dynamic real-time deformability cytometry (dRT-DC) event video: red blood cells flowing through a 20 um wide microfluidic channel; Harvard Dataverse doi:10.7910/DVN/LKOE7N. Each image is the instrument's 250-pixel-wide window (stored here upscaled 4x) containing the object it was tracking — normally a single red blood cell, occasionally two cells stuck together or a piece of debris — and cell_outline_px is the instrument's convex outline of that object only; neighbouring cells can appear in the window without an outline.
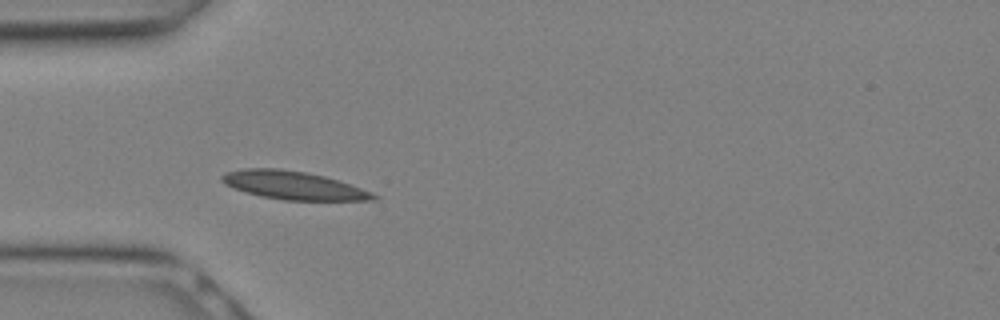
{"species": "Egyptian fruit bat (a non-hibernating species)", "species_latin": "Rousettus aegyptiacus", "temperature_condition": "warm", "stored_images_in_passage": 20, "camera_frame_rate_fps": 3000, "um_per_image_px": 0.085, "animal": {"sex": "female"}, "frame": {"image": 1, "passage_image": 1, "time_ms": 0.0, "image_size_px": [1000, 320], "cell_outline_px": [[380, 196], [376, 200], [284, 200], [260, 196], [232, 188], [224, 184], [220, 180], [220, 176], [224, 172], [244, 168], [280, 168], [304, 172], [324, 176], [372, 192]], "centroid_in_image_um": [24.87, 15.75], "position_along_channel_um": 60.1, "area_um2": 24.91}}
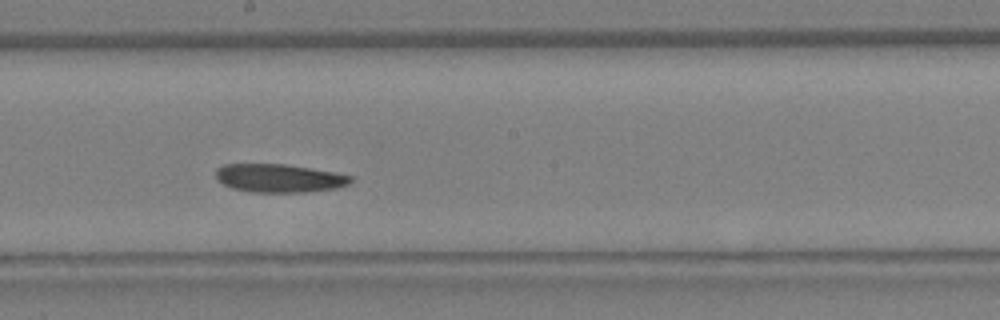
{"frame": {"image": 2, "passage_image": 8, "time_ms": 2.333, "image_size_px": [1000, 320], "cell_outline_px": [[352, 180], [348, 184], [336, 188], [304, 192], [252, 192], [232, 188], [216, 180], [216, 168], [224, 164], [284, 164], [332, 172], [352, 176]], "centroid_in_image_um": [23.68, 15.14], "position_along_channel_um": 224.5, "area_um2": 22.08}}
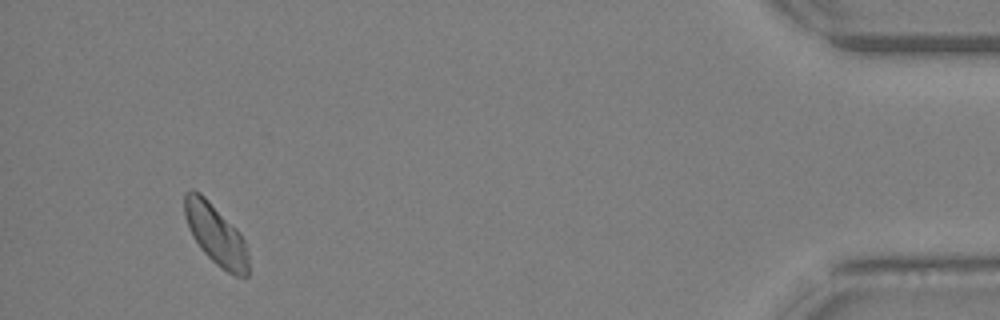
{"frame": {"image": 3, "passage_image": 19, "time_ms": 6.0, "image_size_px": [1000, 320], "cell_outline_px": [[248, 276], [236, 276], [220, 268], [200, 248], [192, 236], [184, 216], [184, 192], [192, 188], [200, 192], [240, 232], [244, 240], [248, 256]], "centroid_in_image_um": [18.32, 19.91], "position_along_channel_um": 416.9, "area_um2": 22.48}}